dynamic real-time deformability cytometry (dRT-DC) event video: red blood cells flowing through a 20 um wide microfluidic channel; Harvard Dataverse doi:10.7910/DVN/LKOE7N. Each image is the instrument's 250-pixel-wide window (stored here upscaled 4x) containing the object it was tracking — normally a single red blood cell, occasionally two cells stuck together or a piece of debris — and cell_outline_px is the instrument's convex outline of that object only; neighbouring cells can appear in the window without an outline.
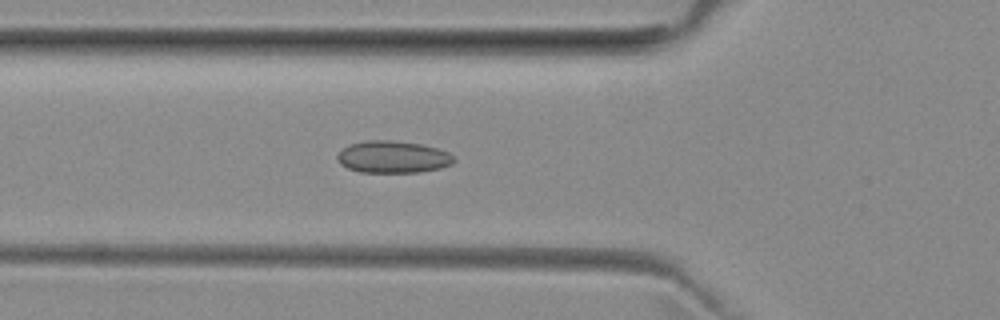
{"species": "common noctule bat (a hibernating species)", "species_latin": "Nyctalus noctula", "temperature_condition": "room temperature", "stored_images_in_passage": 31, "camera_frame_rate_fps": 3000, "um_per_image_px": 0.085, "animal": {"sex": "female", "body_mass_g": 29.2, "forearm_length_mm": 56.3}, "frame": {"image": 1, "passage_image": 5, "time_ms": 1.333, "image_size_px": [1000, 320], "cell_outline_px": [[456, 160], [452, 164], [440, 168], [420, 172], [360, 172], [348, 168], [340, 164], [336, 160], [336, 156], [344, 148], [352, 144], [364, 140], [392, 140], [420, 144], [436, 148], [448, 152]], "centroid_in_image_um": [33.39, 13.34], "position_along_channel_um": 92.4, "area_um2": 21.73}}
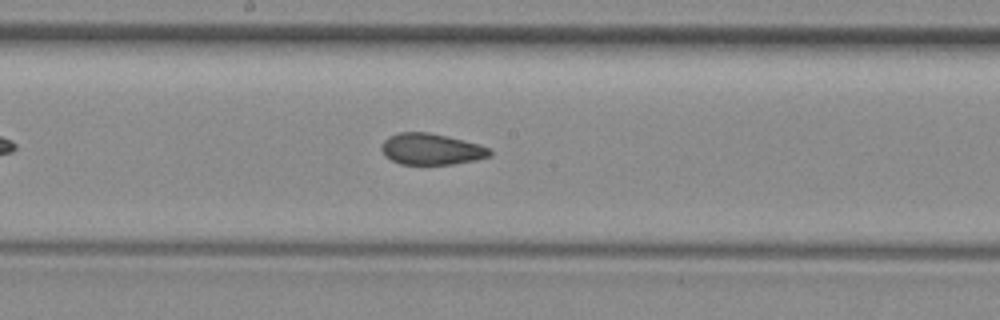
{"frame": {"image": 2, "passage_image": 14, "time_ms": 4.333, "image_size_px": [1000, 320], "cell_outline_px": [[492, 156], [476, 160], [452, 164], [400, 164], [384, 156], [380, 148], [384, 140], [388, 136], [400, 132], [428, 132], [480, 144], [488, 148], [492, 152]], "centroid_in_image_um": [36.64, 12.68], "position_along_channel_um": 211.6, "area_um2": 19.77}}
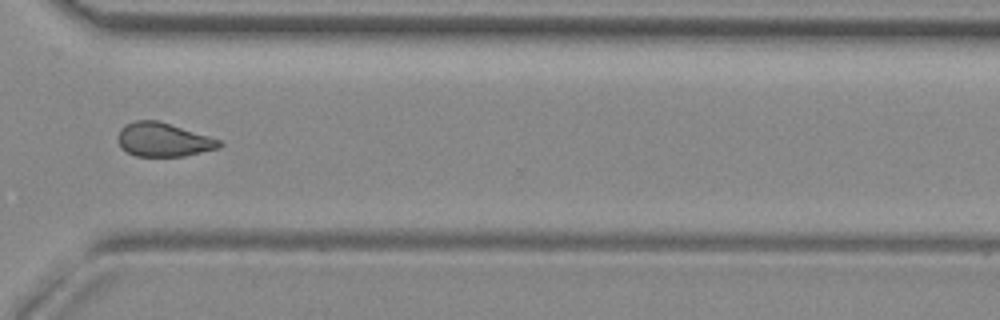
{"frame": {"image": 3, "passage_image": 25, "time_ms": 8.0, "image_size_px": [1000, 320], "cell_outline_px": [[224, 144], [220, 148], [184, 156], [136, 156], [120, 148], [116, 136], [120, 128], [124, 124], [136, 120], [156, 120], [208, 136], [220, 140]], "centroid_in_image_um": [13.84, 11.88], "position_along_channel_um": 356.8, "area_um2": 20.0}, "authors_computed_cell_mechanics": {"area_um2": 20.4034, "velocity_mm_per_s": 3.9673, "shape_relaxation_time_tau1_ms": null, "shape_relaxation_time_tau2_ms": 2.6244, "deformation_change_tau1": null, "deformation_change_tau2": 0.0745}}